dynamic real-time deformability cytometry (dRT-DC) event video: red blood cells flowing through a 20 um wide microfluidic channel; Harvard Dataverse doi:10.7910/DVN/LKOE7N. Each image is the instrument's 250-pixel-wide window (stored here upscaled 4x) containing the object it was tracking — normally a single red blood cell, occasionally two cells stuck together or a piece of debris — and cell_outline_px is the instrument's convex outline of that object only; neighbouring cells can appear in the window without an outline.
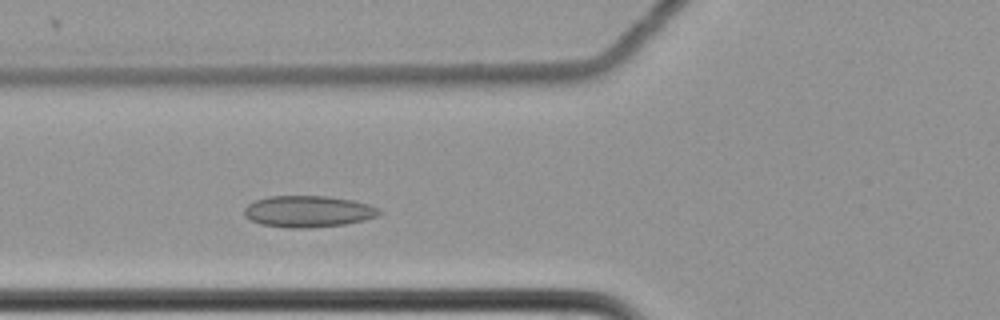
{"species": "common noctule bat (a hibernating species)", "species_latin": "Nyctalus noctula", "temperature_condition": "cold", "stored_images_in_passage": 51, "camera_frame_rate_fps": 3000, "um_per_image_px": 0.085, "animal": {"sex": "female", "body_mass_g": 22.7, "forearm_length_mm": 54.2}, "frame": {"image": 1, "passage_image": 14, "time_ms": 4.333, "image_size_px": [1000, 320], "cell_outline_px": [[380, 212], [376, 216], [364, 220], [344, 224], [304, 228], [284, 228], [260, 224], [244, 216], [244, 208], [248, 204], [256, 200], [268, 196], [324, 196], [352, 200], [368, 204], [380, 208]], "centroid_in_image_um": [26.16, 17.97], "position_along_channel_um": 99.6, "area_um2": 24.68}}
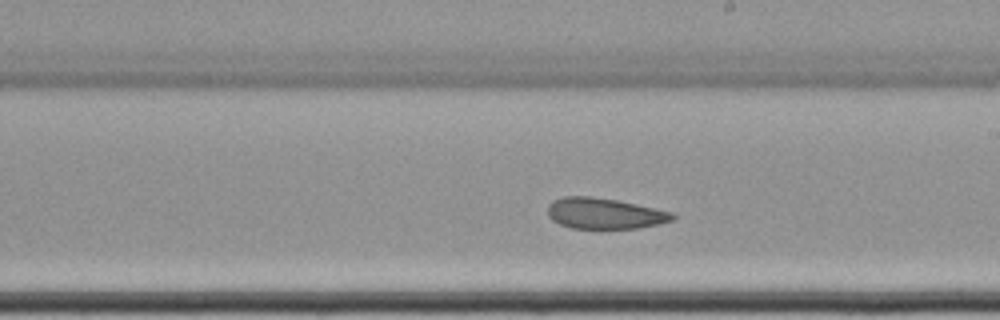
{"frame": {"image": 2, "passage_image": 26, "time_ms": 8.333, "image_size_px": [1000, 320], "cell_outline_px": [[676, 216], [672, 220], [640, 228], [572, 228], [560, 224], [552, 220], [548, 216], [548, 204], [552, 200], [564, 196], [592, 196], [616, 200], [636, 204], [672, 212]], "centroid_in_image_um": [51.34, 18.13], "position_along_channel_um": 237.7, "area_um2": 22.37}}
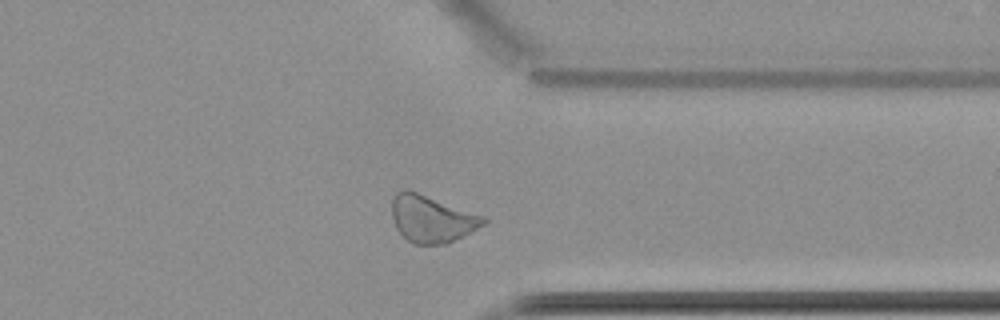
{"frame": {"image": 3, "passage_image": 38, "time_ms": 12.333, "image_size_px": [1000, 320], "cell_outline_px": [[488, 220], [484, 224], [444, 244], [412, 244], [396, 228], [392, 216], [392, 200], [396, 192], [404, 188], [416, 192], [484, 216]], "centroid_in_image_um": [36.64, 18.59], "position_along_channel_um": 374.8, "area_um2": 24.51}, "authors_computed_cell_mechanics": {"area_um2": 24.6806, "velocity_mm_per_s": 3.451, "shape_relaxation_time_tau1_ms": null, "shape_relaxation_time_tau2_ms": 3.0754, "deformation_change_tau1": null, "deformation_change_tau2": 0.0927}}